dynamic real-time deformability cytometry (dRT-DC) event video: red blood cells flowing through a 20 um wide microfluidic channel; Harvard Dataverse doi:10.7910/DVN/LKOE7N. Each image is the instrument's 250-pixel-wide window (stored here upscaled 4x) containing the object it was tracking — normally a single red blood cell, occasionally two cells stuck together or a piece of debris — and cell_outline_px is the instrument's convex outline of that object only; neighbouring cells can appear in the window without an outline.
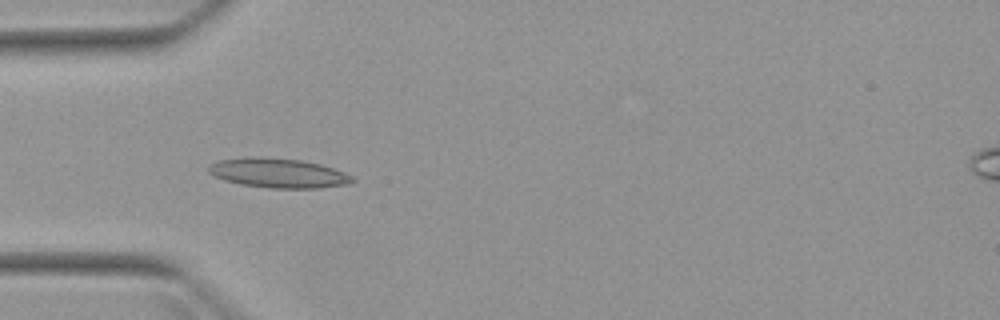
{"species": "Egyptian fruit bat (a non-hibernating species)", "species_latin": "Rousettus aegyptiacus", "temperature_condition": "warm", "stored_images_in_passage": 5, "camera_frame_rate_fps": 3000, "um_per_image_px": 0.085, "animal": {"sex": "female"}, "frame": {"image": 1, "passage_image": 5, "time_ms": 4.667, "image_size_px": [1000, 320], "cell_outline_px": [[356, 180], [348, 184], [320, 188], [268, 188], [240, 184], [224, 180], [208, 172], [208, 164], [216, 160], [248, 156], [260, 156], [300, 160], [320, 164], [344, 172], [352, 176]], "centroid_in_image_um": [23.61, 14.7], "position_along_channel_um": 61.4, "area_um2": 24.97}}